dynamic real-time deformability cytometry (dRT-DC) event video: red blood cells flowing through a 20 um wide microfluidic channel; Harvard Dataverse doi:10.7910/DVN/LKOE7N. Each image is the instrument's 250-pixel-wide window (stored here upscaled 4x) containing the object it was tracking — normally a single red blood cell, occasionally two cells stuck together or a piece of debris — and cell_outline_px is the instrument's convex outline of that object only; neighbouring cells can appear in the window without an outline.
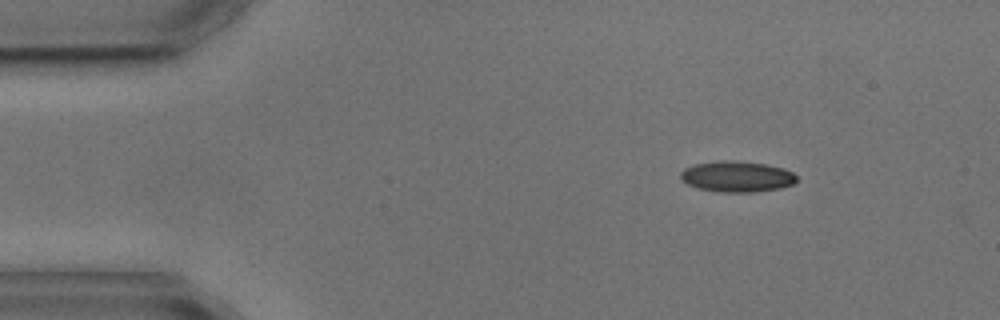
{"species": "common noctule bat (a hibernating species)", "species_latin": "Nyctalus noctula", "temperature_condition": "cold", "stored_images_in_passage": 3, "camera_frame_rate_fps": 3000, "um_per_image_px": 0.085, "animal": {"sex": "male", "body_mass_g": 17.9, "forearm_length_mm": 54.2}, "frame": {"image": 1, "passage_image": 1, "time_ms": 0.0, "image_size_px": [1000, 320], "cell_outline_px": [[796, 180], [792, 184], [780, 188], [756, 192], [720, 192], [700, 188], [688, 184], [680, 176], [680, 172], [684, 168], [696, 164], [720, 160], [736, 160], [764, 164], [784, 168], [792, 172], [796, 176]], "centroid_in_image_um": [62.65, 15.0], "position_along_channel_um": 22.4, "area_um2": 20.75}}